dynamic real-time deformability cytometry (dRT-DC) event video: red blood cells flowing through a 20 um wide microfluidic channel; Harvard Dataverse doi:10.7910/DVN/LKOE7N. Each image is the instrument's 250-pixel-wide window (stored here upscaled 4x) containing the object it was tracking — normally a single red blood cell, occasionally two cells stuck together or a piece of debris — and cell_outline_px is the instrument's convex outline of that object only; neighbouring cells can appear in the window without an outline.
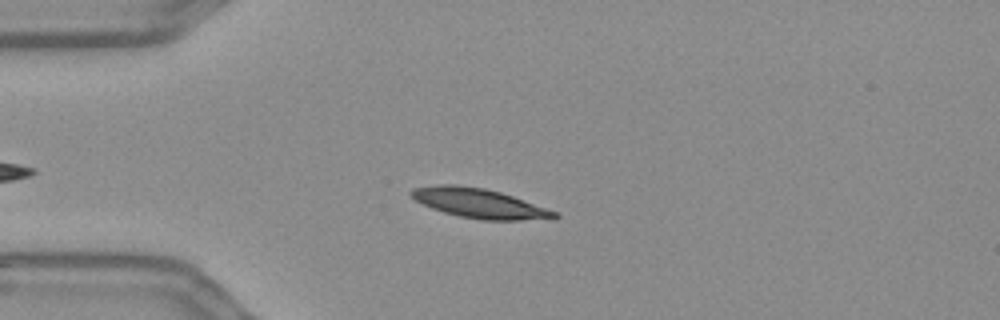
{"species": "Egyptian fruit bat (a non-hibernating species)", "species_latin": "Rousettus aegyptiacus", "temperature_condition": "warm", "stored_images_in_passage": 46, "camera_frame_rate_fps": 3000, "um_per_image_px": 0.085, "frame": {"image": 1, "passage_image": 9, "time_ms": 2.667, "image_size_px": [1000, 320], "cell_outline_px": [[560, 216], [556, 220], [480, 220], [460, 216], [444, 212], [432, 208], [416, 200], [408, 192], [412, 188], [436, 184], [460, 184], [484, 188], [500, 192], [512, 196], [556, 212]], "centroid_in_image_um": [40.75, 17.28], "position_along_channel_um": 44.2, "area_um2": 24.74}}
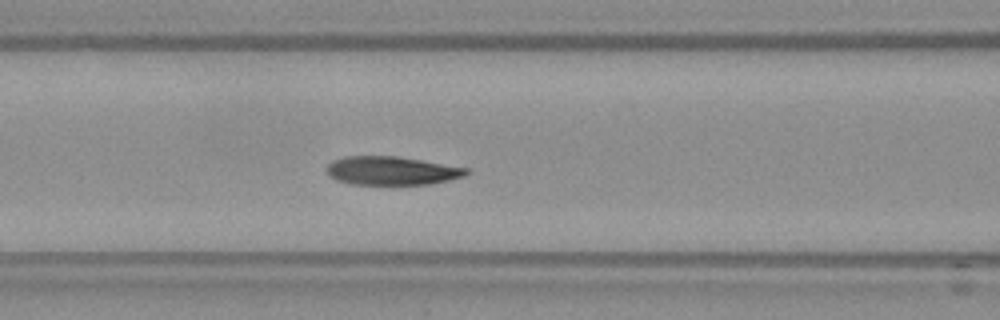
{"frame": {"image": 2, "passage_image": 18, "time_ms": 5.667, "image_size_px": [1000, 320], "cell_outline_px": [[472, 172], [464, 176], [448, 180], [428, 184], [352, 184], [336, 180], [328, 176], [324, 168], [332, 160], [344, 156], [396, 156], [468, 168]], "centroid_in_image_um": [33.24, 14.5], "position_along_channel_um": 133.4, "area_um2": 23.29}}
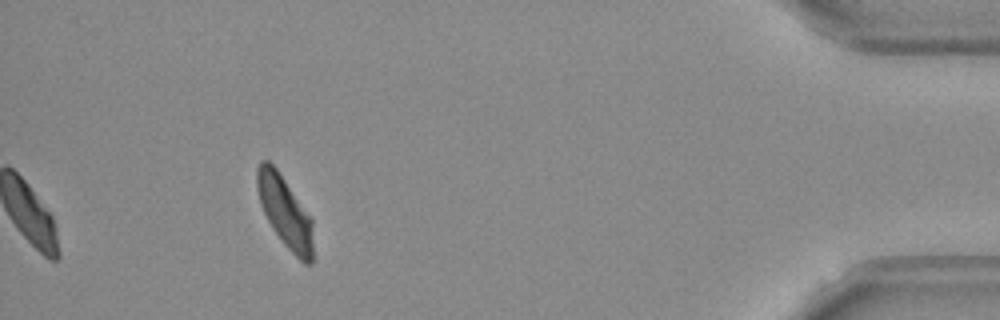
{"frame": {"image": 3, "passage_image": 46, "time_ms": 15.0, "image_size_px": [1000, 320], "cell_outline_px": [[312, 264], [304, 264], [280, 240], [272, 228], [260, 204], [256, 188], [256, 168], [260, 160], [268, 160], [276, 168], [312, 220]], "centroid_in_image_um": [24.18, 17.99], "position_along_channel_um": 411.0, "area_um2": 22.95}, "authors_computed_cell_mechanics": {"area_um2": 24.1026, "velocity_mm_per_s": 3.6289, "shape_relaxation_time_tau1_ms": 5.5082, "shape_relaxation_time_tau2_ms": 3.9791, "deformation_change_tau1": 0.1674, "deformation_change_tau2": 0.0757}}